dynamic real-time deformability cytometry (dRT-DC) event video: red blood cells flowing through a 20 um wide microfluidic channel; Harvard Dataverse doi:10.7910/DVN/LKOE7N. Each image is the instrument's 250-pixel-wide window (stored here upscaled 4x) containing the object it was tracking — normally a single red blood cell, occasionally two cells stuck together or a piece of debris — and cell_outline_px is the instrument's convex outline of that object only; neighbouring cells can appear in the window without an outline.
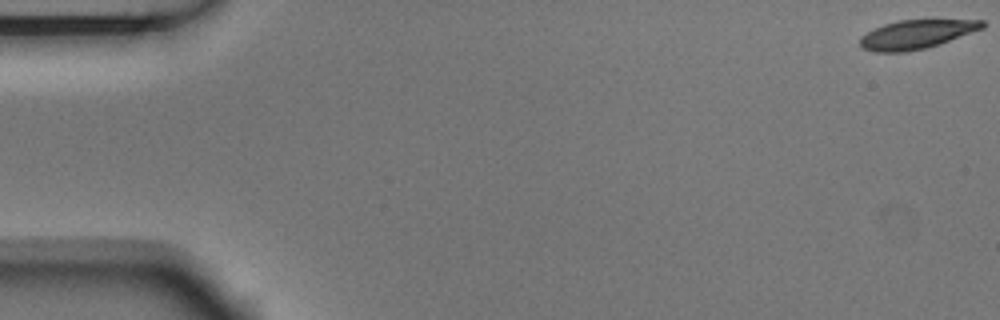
{"species": "Egyptian fruit bat (a non-hibernating species)", "species_latin": "Rousettus aegyptiacus", "temperature_condition": "room temperature", "stored_images_in_passage": 7, "camera_frame_rate_fps": 3000, "um_per_image_px": 0.085, "animal": {"sex": "male"}, "frame": {"image": 1, "passage_image": 1, "time_ms": 0.0, "image_size_px": [1000, 320], "cell_outline_px": [[984, 28], [940, 44], [928, 48], [904, 52], [876, 52], [864, 48], [860, 44], [860, 36], [884, 24], [900, 20], [984, 20]], "centroid_in_image_um": [77.91, 2.92], "position_along_channel_um": 7.1, "area_um2": 20.4}}
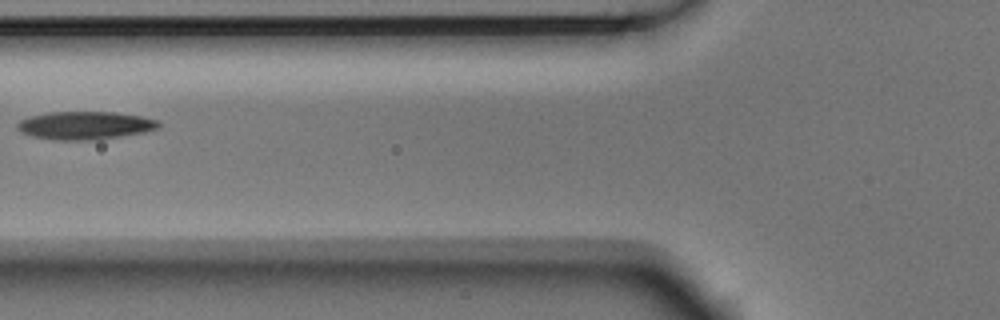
{"frame": {"image": 2, "passage_image": 6, "time_ms": 1.667, "image_size_px": [1000, 320], "cell_outline_px": [[160, 124], [156, 128], [144, 132], [96, 140], [52, 140], [32, 136], [20, 132], [16, 128], [16, 124], [20, 120], [32, 116], [48, 112], [112, 112], [140, 116], [160, 120]], "centroid_in_image_um": [7.19, 10.66], "position_along_channel_um": 118.6, "area_um2": 23.06}}
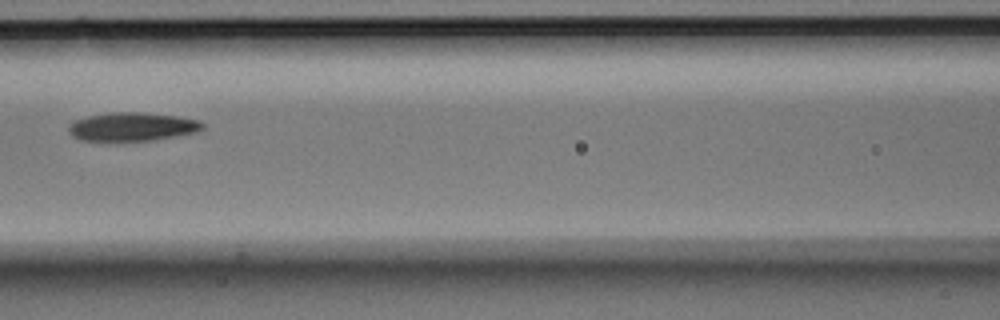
{"frame": {"image": 3, "passage_image": 7, "time_ms": 2.0, "image_size_px": [1000, 320], "cell_outline_px": [[204, 128], [196, 132], [176, 136], [152, 140], [80, 140], [72, 136], [68, 132], [68, 124], [76, 120], [88, 116], [112, 112], [140, 112], [176, 116], [200, 120], [204, 124]], "centroid_in_image_um": [11.24, 10.76], "position_along_channel_um": 155.4, "area_um2": 22.14}}